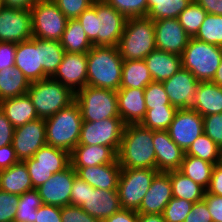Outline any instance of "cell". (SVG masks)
<instances>
[{
    "label": "cell",
    "instance_id": "cell-19",
    "mask_svg": "<svg viewBox=\"0 0 222 222\" xmlns=\"http://www.w3.org/2000/svg\"><path fill=\"white\" fill-rule=\"evenodd\" d=\"M15 67L31 82L43 80L41 66V39L31 38L16 46Z\"/></svg>",
    "mask_w": 222,
    "mask_h": 222
},
{
    "label": "cell",
    "instance_id": "cell-58",
    "mask_svg": "<svg viewBox=\"0 0 222 222\" xmlns=\"http://www.w3.org/2000/svg\"><path fill=\"white\" fill-rule=\"evenodd\" d=\"M18 162L19 160L16 157L15 150L12 144L0 148V171L8 169Z\"/></svg>",
    "mask_w": 222,
    "mask_h": 222
},
{
    "label": "cell",
    "instance_id": "cell-12",
    "mask_svg": "<svg viewBox=\"0 0 222 222\" xmlns=\"http://www.w3.org/2000/svg\"><path fill=\"white\" fill-rule=\"evenodd\" d=\"M12 145L19 161L30 159L46 143L45 119H35L16 127Z\"/></svg>",
    "mask_w": 222,
    "mask_h": 222
},
{
    "label": "cell",
    "instance_id": "cell-14",
    "mask_svg": "<svg viewBox=\"0 0 222 222\" xmlns=\"http://www.w3.org/2000/svg\"><path fill=\"white\" fill-rule=\"evenodd\" d=\"M33 38L30 10L3 8L0 10V42L20 43Z\"/></svg>",
    "mask_w": 222,
    "mask_h": 222
},
{
    "label": "cell",
    "instance_id": "cell-44",
    "mask_svg": "<svg viewBox=\"0 0 222 222\" xmlns=\"http://www.w3.org/2000/svg\"><path fill=\"white\" fill-rule=\"evenodd\" d=\"M146 109L154 107H174L171 105L162 82H151L144 89Z\"/></svg>",
    "mask_w": 222,
    "mask_h": 222
},
{
    "label": "cell",
    "instance_id": "cell-56",
    "mask_svg": "<svg viewBox=\"0 0 222 222\" xmlns=\"http://www.w3.org/2000/svg\"><path fill=\"white\" fill-rule=\"evenodd\" d=\"M15 127L0 109V148L12 144Z\"/></svg>",
    "mask_w": 222,
    "mask_h": 222
},
{
    "label": "cell",
    "instance_id": "cell-33",
    "mask_svg": "<svg viewBox=\"0 0 222 222\" xmlns=\"http://www.w3.org/2000/svg\"><path fill=\"white\" fill-rule=\"evenodd\" d=\"M60 42L65 52L68 53H87L93 47L77 19H69L67 21Z\"/></svg>",
    "mask_w": 222,
    "mask_h": 222
},
{
    "label": "cell",
    "instance_id": "cell-34",
    "mask_svg": "<svg viewBox=\"0 0 222 222\" xmlns=\"http://www.w3.org/2000/svg\"><path fill=\"white\" fill-rule=\"evenodd\" d=\"M172 196L189 202H198L204 199L206 190L179 170L170 171Z\"/></svg>",
    "mask_w": 222,
    "mask_h": 222
},
{
    "label": "cell",
    "instance_id": "cell-27",
    "mask_svg": "<svg viewBox=\"0 0 222 222\" xmlns=\"http://www.w3.org/2000/svg\"><path fill=\"white\" fill-rule=\"evenodd\" d=\"M0 109L15 128L38 119L28 94L2 100Z\"/></svg>",
    "mask_w": 222,
    "mask_h": 222
},
{
    "label": "cell",
    "instance_id": "cell-47",
    "mask_svg": "<svg viewBox=\"0 0 222 222\" xmlns=\"http://www.w3.org/2000/svg\"><path fill=\"white\" fill-rule=\"evenodd\" d=\"M19 195L0 190V222H14Z\"/></svg>",
    "mask_w": 222,
    "mask_h": 222
},
{
    "label": "cell",
    "instance_id": "cell-3",
    "mask_svg": "<svg viewBox=\"0 0 222 222\" xmlns=\"http://www.w3.org/2000/svg\"><path fill=\"white\" fill-rule=\"evenodd\" d=\"M123 59L116 46H93L87 52V85L117 91Z\"/></svg>",
    "mask_w": 222,
    "mask_h": 222
},
{
    "label": "cell",
    "instance_id": "cell-45",
    "mask_svg": "<svg viewBox=\"0 0 222 222\" xmlns=\"http://www.w3.org/2000/svg\"><path fill=\"white\" fill-rule=\"evenodd\" d=\"M193 204V202L173 197L162 212L165 222H184Z\"/></svg>",
    "mask_w": 222,
    "mask_h": 222
},
{
    "label": "cell",
    "instance_id": "cell-29",
    "mask_svg": "<svg viewBox=\"0 0 222 222\" xmlns=\"http://www.w3.org/2000/svg\"><path fill=\"white\" fill-rule=\"evenodd\" d=\"M31 189L33 185L24 162L19 161L8 169L0 171V190L21 195Z\"/></svg>",
    "mask_w": 222,
    "mask_h": 222
},
{
    "label": "cell",
    "instance_id": "cell-35",
    "mask_svg": "<svg viewBox=\"0 0 222 222\" xmlns=\"http://www.w3.org/2000/svg\"><path fill=\"white\" fill-rule=\"evenodd\" d=\"M213 167V163L184 155L179 171L206 190L210 183Z\"/></svg>",
    "mask_w": 222,
    "mask_h": 222
},
{
    "label": "cell",
    "instance_id": "cell-24",
    "mask_svg": "<svg viewBox=\"0 0 222 222\" xmlns=\"http://www.w3.org/2000/svg\"><path fill=\"white\" fill-rule=\"evenodd\" d=\"M116 93L118 112L124 124H140L147 111L144 89L119 88Z\"/></svg>",
    "mask_w": 222,
    "mask_h": 222
},
{
    "label": "cell",
    "instance_id": "cell-36",
    "mask_svg": "<svg viewBox=\"0 0 222 222\" xmlns=\"http://www.w3.org/2000/svg\"><path fill=\"white\" fill-rule=\"evenodd\" d=\"M193 0H147V17L153 21L178 18Z\"/></svg>",
    "mask_w": 222,
    "mask_h": 222
},
{
    "label": "cell",
    "instance_id": "cell-37",
    "mask_svg": "<svg viewBox=\"0 0 222 222\" xmlns=\"http://www.w3.org/2000/svg\"><path fill=\"white\" fill-rule=\"evenodd\" d=\"M65 54L60 41L41 39V66L43 68V79L52 77Z\"/></svg>",
    "mask_w": 222,
    "mask_h": 222
},
{
    "label": "cell",
    "instance_id": "cell-55",
    "mask_svg": "<svg viewBox=\"0 0 222 222\" xmlns=\"http://www.w3.org/2000/svg\"><path fill=\"white\" fill-rule=\"evenodd\" d=\"M204 200L211 214L212 221L222 222V196L205 193Z\"/></svg>",
    "mask_w": 222,
    "mask_h": 222
},
{
    "label": "cell",
    "instance_id": "cell-21",
    "mask_svg": "<svg viewBox=\"0 0 222 222\" xmlns=\"http://www.w3.org/2000/svg\"><path fill=\"white\" fill-rule=\"evenodd\" d=\"M156 169L159 172L179 170L185 152L170 138L168 131L153 130Z\"/></svg>",
    "mask_w": 222,
    "mask_h": 222
},
{
    "label": "cell",
    "instance_id": "cell-17",
    "mask_svg": "<svg viewBox=\"0 0 222 222\" xmlns=\"http://www.w3.org/2000/svg\"><path fill=\"white\" fill-rule=\"evenodd\" d=\"M153 23L156 49L181 56L191 37L178 18L155 20Z\"/></svg>",
    "mask_w": 222,
    "mask_h": 222
},
{
    "label": "cell",
    "instance_id": "cell-39",
    "mask_svg": "<svg viewBox=\"0 0 222 222\" xmlns=\"http://www.w3.org/2000/svg\"><path fill=\"white\" fill-rule=\"evenodd\" d=\"M42 204L38 190L35 188L19 195L14 222H35L36 211Z\"/></svg>",
    "mask_w": 222,
    "mask_h": 222
},
{
    "label": "cell",
    "instance_id": "cell-46",
    "mask_svg": "<svg viewBox=\"0 0 222 222\" xmlns=\"http://www.w3.org/2000/svg\"><path fill=\"white\" fill-rule=\"evenodd\" d=\"M67 19H77L94 0H53Z\"/></svg>",
    "mask_w": 222,
    "mask_h": 222
},
{
    "label": "cell",
    "instance_id": "cell-13",
    "mask_svg": "<svg viewBox=\"0 0 222 222\" xmlns=\"http://www.w3.org/2000/svg\"><path fill=\"white\" fill-rule=\"evenodd\" d=\"M167 131L185 152L204 133L203 117L192 109H178Z\"/></svg>",
    "mask_w": 222,
    "mask_h": 222
},
{
    "label": "cell",
    "instance_id": "cell-2",
    "mask_svg": "<svg viewBox=\"0 0 222 222\" xmlns=\"http://www.w3.org/2000/svg\"><path fill=\"white\" fill-rule=\"evenodd\" d=\"M153 130L140 124L125 125L117 160L121 168L156 169Z\"/></svg>",
    "mask_w": 222,
    "mask_h": 222
},
{
    "label": "cell",
    "instance_id": "cell-57",
    "mask_svg": "<svg viewBox=\"0 0 222 222\" xmlns=\"http://www.w3.org/2000/svg\"><path fill=\"white\" fill-rule=\"evenodd\" d=\"M205 193L222 196V162L214 165L210 183Z\"/></svg>",
    "mask_w": 222,
    "mask_h": 222
},
{
    "label": "cell",
    "instance_id": "cell-11",
    "mask_svg": "<svg viewBox=\"0 0 222 222\" xmlns=\"http://www.w3.org/2000/svg\"><path fill=\"white\" fill-rule=\"evenodd\" d=\"M125 124L121 118L83 121L78 145H102L118 153Z\"/></svg>",
    "mask_w": 222,
    "mask_h": 222
},
{
    "label": "cell",
    "instance_id": "cell-1",
    "mask_svg": "<svg viewBox=\"0 0 222 222\" xmlns=\"http://www.w3.org/2000/svg\"><path fill=\"white\" fill-rule=\"evenodd\" d=\"M127 17L104 0H94L77 20L93 46H118Z\"/></svg>",
    "mask_w": 222,
    "mask_h": 222
},
{
    "label": "cell",
    "instance_id": "cell-54",
    "mask_svg": "<svg viewBox=\"0 0 222 222\" xmlns=\"http://www.w3.org/2000/svg\"><path fill=\"white\" fill-rule=\"evenodd\" d=\"M33 188H38L55 174V168L27 167Z\"/></svg>",
    "mask_w": 222,
    "mask_h": 222
},
{
    "label": "cell",
    "instance_id": "cell-63",
    "mask_svg": "<svg viewBox=\"0 0 222 222\" xmlns=\"http://www.w3.org/2000/svg\"><path fill=\"white\" fill-rule=\"evenodd\" d=\"M211 82L222 87V59L220 61V65Z\"/></svg>",
    "mask_w": 222,
    "mask_h": 222
},
{
    "label": "cell",
    "instance_id": "cell-49",
    "mask_svg": "<svg viewBox=\"0 0 222 222\" xmlns=\"http://www.w3.org/2000/svg\"><path fill=\"white\" fill-rule=\"evenodd\" d=\"M61 219L62 222H102L86 213L81 207L72 205L61 207Z\"/></svg>",
    "mask_w": 222,
    "mask_h": 222
},
{
    "label": "cell",
    "instance_id": "cell-15",
    "mask_svg": "<svg viewBox=\"0 0 222 222\" xmlns=\"http://www.w3.org/2000/svg\"><path fill=\"white\" fill-rule=\"evenodd\" d=\"M199 81L187 69L181 68L171 78L162 81L172 106L177 109H192Z\"/></svg>",
    "mask_w": 222,
    "mask_h": 222
},
{
    "label": "cell",
    "instance_id": "cell-28",
    "mask_svg": "<svg viewBox=\"0 0 222 222\" xmlns=\"http://www.w3.org/2000/svg\"><path fill=\"white\" fill-rule=\"evenodd\" d=\"M192 110L202 117L222 113V87L211 81L200 82Z\"/></svg>",
    "mask_w": 222,
    "mask_h": 222
},
{
    "label": "cell",
    "instance_id": "cell-31",
    "mask_svg": "<svg viewBox=\"0 0 222 222\" xmlns=\"http://www.w3.org/2000/svg\"><path fill=\"white\" fill-rule=\"evenodd\" d=\"M30 82L23 72L16 67L5 68L0 71V102L27 94Z\"/></svg>",
    "mask_w": 222,
    "mask_h": 222
},
{
    "label": "cell",
    "instance_id": "cell-8",
    "mask_svg": "<svg viewBox=\"0 0 222 222\" xmlns=\"http://www.w3.org/2000/svg\"><path fill=\"white\" fill-rule=\"evenodd\" d=\"M75 102L79 105L83 121L120 118L114 90L86 85L75 93Z\"/></svg>",
    "mask_w": 222,
    "mask_h": 222
},
{
    "label": "cell",
    "instance_id": "cell-60",
    "mask_svg": "<svg viewBox=\"0 0 222 222\" xmlns=\"http://www.w3.org/2000/svg\"><path fill=\"white\" fill-rule=\"evenodd\" d=\"M207 13L222 15V0H194Z\"/></svg>",
    "mask_w": 222,
    "mask_h": 222
},
{
    "label": "cell",
    "instance_id": "cell-26",
    "mask_svg": "<svg viewBox=\"0 0 222 222\" xmlns=\"http://www.w3.org/2000/svg\"><path fill=\"white\" fill-rule=\"evenodd\" d=\"M144 61L154 82L165 81L182 68L180 55L159 49L153 50Z\"/></svg>",
    "mask_w": 222,
    "mask_h": 222
},
{
    "label": "cell",
    "instance_id": "cell-6",
    "mask_svg": "<svg viewBox=\"0 0 222 222\" xmlns=\"http://www.w3.org/2000/svg\"><path fill=\"white\" fill-rule=\"evenodd\" d=\"M27 94L41 119L53 116L75 101V93L52 77L31 82Z\"/></svg>",
    "mask_w": 222,
    "mask_h": 222
},
{
    "label": "cell",
    "instance_id": "cell-38",
    "mask_svg": "<svg viewBox=\"0 0 222 222\" xmlns=\"http://www.w3.org/2000/svg\"><path fill=\"white\" fill-rule=\"evenodd\" d=\"M185 155L200 158L214 165L222 162V150L205 133L201 134L185 151Z\"/></svg>",
    "mask_w": 222,
    "mask_h": 222
},
{
    "label": "cell",
    "instance_id": "cell-61",
    "mask_svg": "<svg viewBox=\"0 0 222 222\" xmlns=\"http://www.w3.org/2000/svg\"><path fill=\"white\" fill-rule=\"evenodd\" d=\"M38 0H3V6L12 9L31 10Z\"/></svg>",
    "mask_w": 222,
    "mask_h": 222
},
{
    "label": "cell",
    "instance_id": "cell-23",
    "mask_svg": "<svg viewBox=\"0 0 222 222\" xmlns=\"http://www.w3.org/2000/svg\"><path fill=\"white\" fill-rule=\"evenodd\" d=\"M83 181L93 188L101 190H117L121 166L116 159L113 163L93 167H73Z\"/></svg>",
    "mask_w": 222,
    "mask_h": 222
},
{
    "label": "cell",
    "instance_id": "cell-20",
    "mask_svg": "<svg viewBox=\"0 0 222 222\" xmlns=\"http://www.w3.org/2000/svg\"><path fill=\"white\" fill-rule=\"evenodd\" d=\"M173 198L169 172H158L153 178L147 194L143 197L137 213L162 214Z\"/></svg>",
    "mask_w": 222,
    "mask_h": 222
},
{
    "label": "cell",
    "instance_id": "cell-30",
    "mask_svg": "<svg viewBox=\"0 0 222 222\" xmlns=\"http://www.w3.org/2000/svg\"><path fill=\"white\" fill-rule=\"evenodd\" d=\"M26 167L55 168L61 172L70 165V153L49 145L41 147L30 159L23 161Z\"/></svg>",
    "mask_w": 222,
    "mask_h": 222
},
{
    "label": "cell",
    "instance_id": "cell-10",
    "mask_svg": "<svg viewBox=\"0 0 222 222\" xmlns=\"http://www.w3.org/2000/svg\"><path fill=\"white\" fill-rule=\"evenodd\" d=\"M30 12L33 38L61 40L68 19L53 0H38Z\"/></svg>",
    "mask_w": 222,
    "mask_h": 222
},
{
    "label": "cell",
    "instance_id": "cell-16",
    "mask_svg": "<svg viewBox=\"0 0 222 222\" xmlns=\"http://www.w3.org/2000/svg\"><path fill=\"white\" fill-rule=\"evenodd\" d=\"M76 175L71 165L53 174L48 181L36 188L42 203L58 207L71 205V191Z\"/></svg>",
    "mask_w": 222,
    "mask_h": 222
},
{
    "label": "cell",
    "instance_id": "cell-48",
    "mask_svg": "<svg viewBox=\"0 0 222 222\" xmlns=\"http://www.w3.org/2000/svg\"><path fill=\"white\" fill-rule=\"evenodd\" d=\"M204 133L222 150V113L203 117Z\"/></svg>",
    "mask_w": 222,
    "mask_h": 222
},
{
    "label": "cell",
    "instance_id": "cell-40",
    "mask_svg": "<svg viewBox=\"0 0 222 222\" xmlns=\"http://www.w3.org/2000/svg\"><path fill=\"white\" fill-rule=\"evenodd\" d=\"M177 110L176 107H154L149 109L146 111L140 125L154 131H167Z\"/></svg>",
    "mask_w": 222,
    "mask_h": 222
},
{
    "label": "cell",
    "instance_id": "cell-52",
    "mask_svg": "<svg viewBox=\"0 0 222 222\" xmlns=\"http://www.w3.org/2000/svg\"><path fill=\"white\" fill-rule=\"evenodd\" d=\"M35 222H62L61 207L42 204L36 211Z\"/></svg>",
    "mask_w": 222,
    "mask_h": 222
},
{
    "label": "cell",
    "instance_id": "cell-59",
    "mask_svg": "<svg viewBox=\"0 0 222 222\" xmlns=\"http://www.w3.org/2000/svg\"><path fill=\"white\" fill-rule=\"evenodd\" d=\"M138 213L134 210H128L121 208L116 213L107 217L102 222H137Z\"/></svg>",
    "mask_w": 222,
    "mask_h": 222
},
{
    "label": "cell",
    "instance_id": "cell-41",
    "mask_svg": "<svg viewBox=\"0 0 222 222\" xmlns=\"http://www.w3.org/2000/svg\"><path fill=\"white\" fill-rule=\"evenodd\" d=\"M195 39L222 47V15L207 13Z\"/></svg>",
    "mask_w": 222,
    "mask_h": 222
},
{
    "label": "cell",
    "instance_id": "cell-32",
    "mask_svg": "<svg viewBox=\"0 0 222 222\" xmlns=\"http://www.w3.org/2000/svg\"><path fill=\"white\" fill-rule=\"evenodd\" d=\"M153 82L144 60H125L122 66L120 88L145 89Z\"/></svg>",
    "mask_w": 222,
    "mask_h": 222
},
{
    "label": "cell",
    "instance_id": "cell-62",
    "mask_svg": "<svg viewBox=\"0 0 222 222\" xmlns=\"http://www.w3.org/2000/svg\"><path fill=\"white\" fill-rule=\"evenodd\" d=\"M137 222H165L162 214H143L138 213Z\"/></svg>",
    "mask_w": 222,
    "mask_h": 222
},
{
    "label": "cell",
    "instance_id": "cell-7",
    "mask_svg": "<svg viewBox=\"0 0 222 222\" xmlns=\"http://www.w3.org/2000/svg\"><path fill=\"white\" fill-rule=\"evenodd\" d=\"M222 59V47L190 38L181 54L182 68L199 82L212 81Z\"/></svg>",
    "mask_w": 222,
    "mask_h": 222
},
{
    "label": "cell",
    "instance_id": "cell-43",
    "mask_svg": "<svg viewBox=\"0 0 222 222\" xmlns=\"http://www.w3.org/2000/svg\"><path fill=\"white\" fill-rule=\"evenodd\" d=\"M119 13L129 17H146L148 14L147 0H104Z\"/></svg>",
    "mask_w": 222,
    "mask_h": 222
},
{
    "label": "cell",
    "instance_id": "cell-53",
    "mask_svg": "<svg viewBox=\"0 0 222 222\" xmlns=\"http://www.w3.org/2000/svg\"><path fill=\"white\" fill-rule=\"evenodd\" d=\"M16 43L0 42V71L15 67Z\"/></svg>",
    "mask_w": 222,
    "mask_h": 222
},
{
    "label": "cell",
    "instance_id": "cell-51",
    "mask_svg": "<svg viewBox=\"0 0 222 222\" xmlns=\"http://www.w3.org/2000/svg\"><path fill=\"white\" fill-rule=\"evenodd\" d=\"M212 217L209 213L205 200L195 202L191 211L188 213L184 222H211Z\"/></svg>",
    "mask_w": 222,
    "mask_h": 222
},
{
    "label": "cell",
    "instance_id": "cell-18",
    "mask_svg": "<svg viewBox=\"0 0 222 222\" xmlns=\"http://www.w3.org/2000/svg\"><path fill=\"white\" fill-rule=\"evenodd\" d=\"M73 93L87 85V53L65 52L61 64L52 76Z\"/></svg>",
    "mask_w": 222,
    "mask_h": 222
},
{
    "label": "cell",
    "instance_id": "cell-4",
    "mask_svg": "<svg viewBox=\"0 0 222 222\" xmlns=\"http://www.w3.org/2000/svg\"><path fill=\"white\" fill-rule=\"evenodd\" d=\"M82 124L81 110L74 101L45 119L47 145L71 153L78 145Z\"/></svg>",
    "mask_w": 222,
    "mask_h": 222
},
{
    "label": "cell",
    "instance_id": "cell-64",
    "mask_svg": "<svg viewBox=\"0 0 222 222\" xmlns=\"http://www.w3.org/2000/svg\"><path fill=\"white\" fill-rule=\"evenodd\" d=\"M3 8V0H0V10Z\"/></svg>",
    "mask_w": 222,
    "mask_h": 222
},
{
    "label": "cell",
    "instance_id": "cell-25",
    "mask_svg": "<svg viewBox=\"0 0 222 222\" xmlns=\"http://www.w3.org/2000/svg\"><path fill=\"white\" fill-rule=\"evenodd\" d=\"M117 153L109 146L77 145L70 153L72 167H93L113 163Z\"/></svg>",
    "mask_w": 222,
    "mask_h": 222
},
{
    "label": "cell",
    "instance_id": "cell-50",
    "mask_svg": "<svg viewBox=\"0 0 222 222\" xmlns=\"http://www.w3.org/2000/svg\"><path fill=\"white\" fill-rule=\"evenodd\" d=\"M88 196V183L77 175L74 178L71 191V205L81 207Z\"/></svg>",
    "mask_w": 222,
    "mask_h": 222
},
{
    "label": "cell",
    "instance_id": "cell-5",
    "mask_svg": "<svg viewBox=\"0 0 222 222\" xmlns=\"http://www.w3.org/2000/svg\"><path fill=\"white\" fill-rule=\"evenodd\" d=\"M117 48L123 61L144 60L156 49L153 20L147 16L129 17Z\"/></svg>",
    "mask_w": 222,
    "mask_h": 222
},
{
    "label": "cell",
    "instance_id": "cell-22",
    "mask_svg": "<svg viewBox=\"0 0 222 222\" xmlns=\"http://www.w3.org/2000/svg\"><path fill=\"white\" fill-rule=\"evenodd\" d=\"M81 208L96 219L103 221L121 209L117 190H101L88 184V196Z\"/></svg>",
    "mask_w": 222,
    "mask_h": 222
},
{
    "label": "cell",
    "instance_id": "cell-42",
    "mask_svg": "<svg viewBox=\"0 0 222 222\" xmlns=\"http://www.w3.org/2000/svg\"><path fill=\"white\" fill-rule=\"evenodd\" d=\"M206 16L207 12L193 0L191 4L179 14L178 20L185 32L191 38H194Z\"/></svg>",
    "mask_w": 222,
    "mask_h": 222
},
{
    "label": "cell",
    "instance_id": "cell-9",
    "mask_svg": "<svg viewBox=\"0 0 222 222\" xmlns=\"http://www.w3.org/2000/svg\"><path fill=\"white\" fill-rule=\"evenodd\" d=\"M158 172L148 168H121L117 186L121 208L137 211Z\"/></svg>",
    "mask_w": 222,
    "mask_h": 222
}]
</instances>
